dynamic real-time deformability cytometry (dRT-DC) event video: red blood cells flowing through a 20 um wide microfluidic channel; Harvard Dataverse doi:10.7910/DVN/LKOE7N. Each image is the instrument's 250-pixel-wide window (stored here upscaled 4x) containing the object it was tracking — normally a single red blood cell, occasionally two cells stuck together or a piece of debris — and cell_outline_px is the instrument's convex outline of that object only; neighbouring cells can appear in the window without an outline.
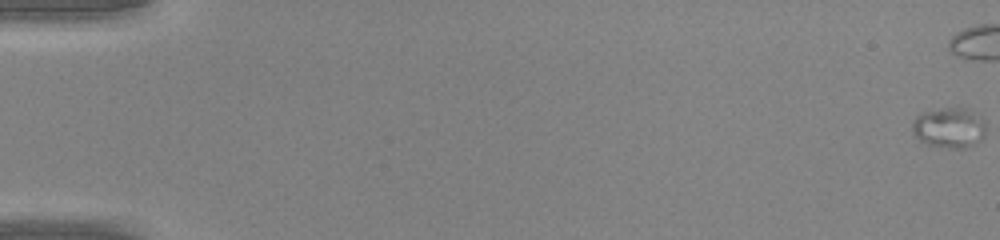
{"species": "common noctule bat (a hibernating species)", "species_latin": "Nyctalus noctula", "temperature_condition": "warm", "stored_images_in_passage": 49, "camera_frame_rate_fps": 3000, "um_per_image_px": 0.085, "animal": {"sex": "male", "body_mass_g": 20.0, "forearm_length_mm": 53.3}, "frame": {"image": 1, "passage_image": 1, "time_ms": 0.0, "image_size_px": [1000, 240], "cell_outline_px": [[984, 136], [976, 144], [964, 148], [952, 148], [924, 144], [912, 132], [912, 124], [916, 116], [924, 112], [956, 104], [964, 108], [984, 120]], "centroid_in_image_um": [80.66, 10.84], "position_along_channel_um": 4.3, "area_um2": 17.46}}
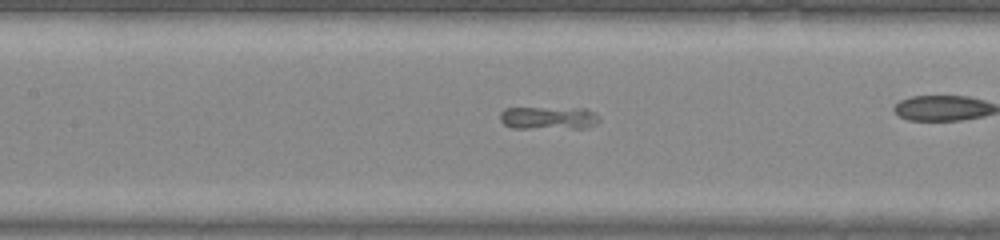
{"frame": {"image": 2, "passage_image": 24, "time_ms": 7.667, "image_size_px": [1000, 240], "cell_outline_px": [[600, 120], [596, 124], [588, 128], [512, 128], [504, 124], [500, 120], [500, 112], [504, 108], [584, 108], [596, 112], [600, 116]], "centroid_in_image_um": [46.67, 10.02], "position_along_channel_um": 160.7, "area_um2": 13.47}}
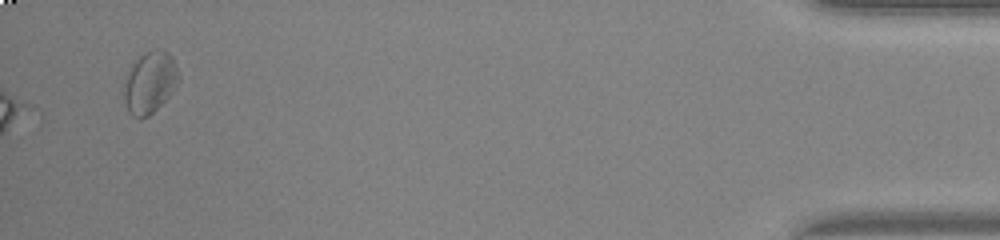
{"frame": {"image": 3, "passage_image": 49, "time_ms": 16.0, "image_size_px": [1000, 240], "cell_outline_px": [[180, 80], [168, 96], [148, 116], [140, 120], [132, 116], [128, 112], [120, 92], [132, 64], [144, 52], [152, 48], [160, 48], [168, 52], [172, 56], [180, 76]], "centroid_in_image_um": [12.7, 7.0], "position_along_channel_um": 422.5, "area_um2": 20.06}}